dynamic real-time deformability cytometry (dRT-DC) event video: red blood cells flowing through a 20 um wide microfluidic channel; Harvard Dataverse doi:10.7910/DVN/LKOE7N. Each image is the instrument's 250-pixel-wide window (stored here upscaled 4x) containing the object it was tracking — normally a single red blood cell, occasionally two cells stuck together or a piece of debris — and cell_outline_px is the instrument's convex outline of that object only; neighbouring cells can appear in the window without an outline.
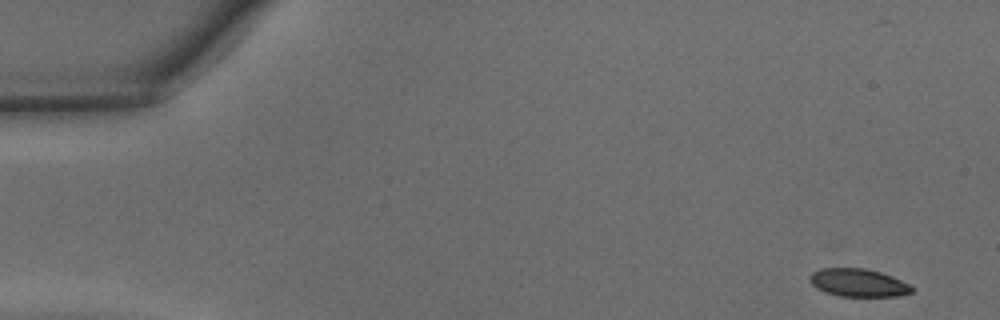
{"species": "common noctule bat (a hibernating species)", "species_latin": "Nyctalus noctula", "temperature_condition": "warm", "stored_images_in_passage": 13, "camera_frame_rate_fps": 3000, "um_per_image_px": 0.085, "animal": {"sex": "male", "body_mass_g": 15.6}, "frame": {"image": 1, "passage_image": 1, "time_ms": 0.0, "image_size_px": [1000, 320], "cell_outline_px": [[916, 288], [912, 292], [896, 296], [840, 296], [824, 292], [816, 288], [808, 280], [808, 276], [812, 272], [820, 268], [864, 268], [880, 272], [892, 276]], "centroid_in_image_um": [72.92, 24.03], "position_along_channel_um": 12.1, "area_um2": 16.7}}
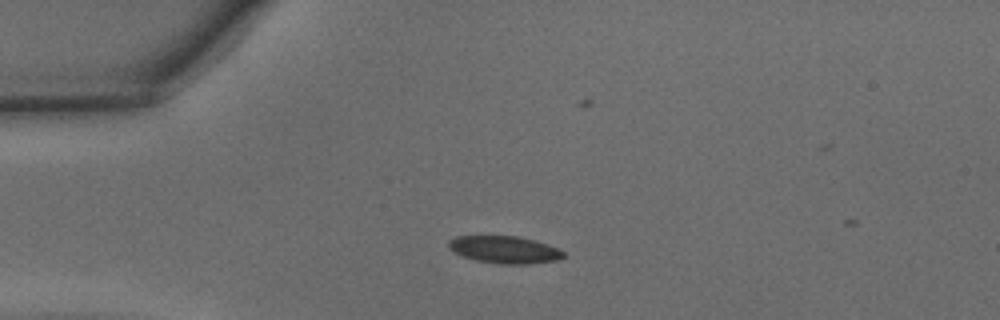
{"frame": {"image": 2, "passage_image": 10, "time_ms": 3.0, "image_size_px": [1000, 320], "cell_outline_px": [[564, 256], [556, 260], [524, 264], [500, 264], [476, 260], [452, 252], [448, 248], [448, 240], [456, 236], [516, 236], [532, 240], [556, 248], [564, 252]], "centroid_in_image_um": [42.8, 21.22], "position_along_channel_um": 42.2, "area_um2": 17.98}}